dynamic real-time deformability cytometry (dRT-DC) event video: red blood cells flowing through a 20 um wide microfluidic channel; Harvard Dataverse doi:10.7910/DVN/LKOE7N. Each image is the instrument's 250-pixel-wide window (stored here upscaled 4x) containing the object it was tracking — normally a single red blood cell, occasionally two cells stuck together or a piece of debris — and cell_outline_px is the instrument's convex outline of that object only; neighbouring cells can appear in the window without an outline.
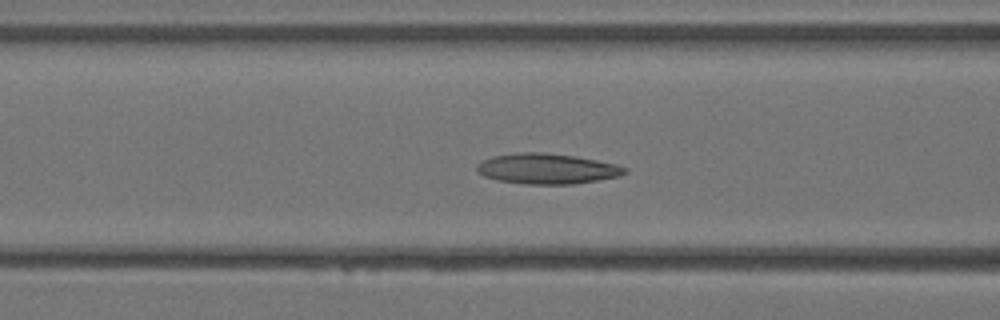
{"species": "Egyptian fruit bat (a non-hibernating species)", "species_latin": "Rousettus aegyptiacus", "temperature_condition": "warm", "stored_images_in_passage": 35, "camera_frame_rate_fps": 3000, "um_per_image_px": 0.085, "animal": {"sex": "female"}, "frame": {"image": 1, "passage_image": 14, "time_ms": 4.333, "image_size_px": [1000, 320], "cell_outline_px": [[628, 172], [620, 176], [572, 184], [524, 184], [496, 180], [484, 176], [476, 168], [476, 164], [492, 156], [520, 152], [544, 152], [576, 156], [616, 164], [628, 168]], "centroid_in_image_um": [46.5, 14.34], "position_along_channel_um": 120.1, "area_um2": 26.24}}
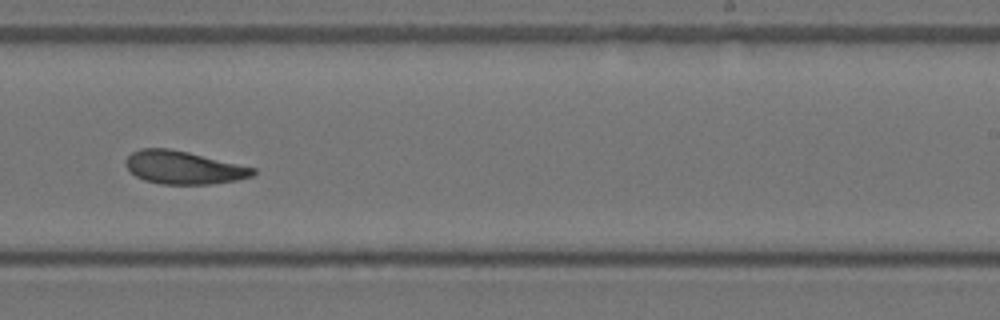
{"frame": {"image": 2, "passage_image": 22, "time_ms": 7.0, "image_size_px": [1000, 320], "cell_outline_px": [[256, 172], [252, 176], [236, 180], [208, 184], [160, 184], [144, 180], [136, 176], [124, 164], [124, 160], [132, 152], [140, 148], [168, 148], [188, 152], [256, 168]], "centroid_in_image_um": [15.57, 14.24], "position_along_channel_um": 273.4, "area_um2": 24.39}}
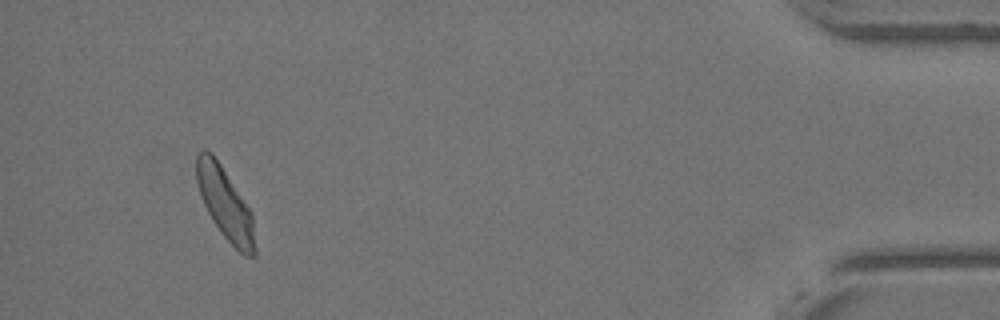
{"frame": {"image": 3, "passage_image": 33, "time_ms": 10.667, "image_size_px": [1000, 320], "cell_outline_px": [[256, 256], [244, 256], [220, 232], [212, 220], [200, 196], [196, 184], [196, 152], [204, 148], [212, 152], [252, 212], [256, 248]], "centroid_in_image_um": [19.12, 17.29], "position_along_channel_um": 416.1, "area_um2": 24.51}}